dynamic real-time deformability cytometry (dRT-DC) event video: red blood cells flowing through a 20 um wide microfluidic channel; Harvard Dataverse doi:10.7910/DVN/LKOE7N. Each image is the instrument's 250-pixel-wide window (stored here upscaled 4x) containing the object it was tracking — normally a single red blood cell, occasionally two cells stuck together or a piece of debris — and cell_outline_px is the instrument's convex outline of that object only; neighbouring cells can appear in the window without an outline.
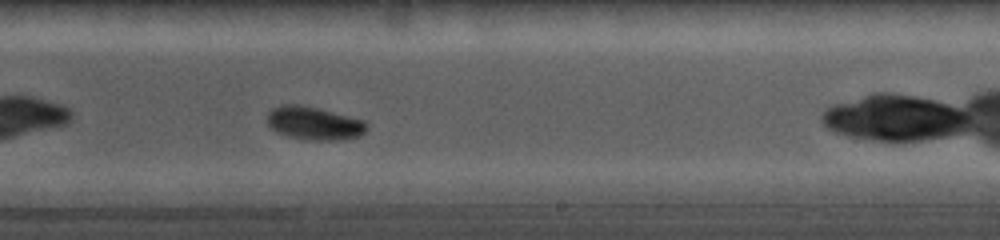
{"species": "common noctule bat (a hibernating species)", "species_latin": "Nyctalus noctula", "temperature_condition": "cold", "stored_images_in_passage": 46, "camera_frame_rate_fps": 5000, "um_per_image_px": 0.085, "animal": {"sex": "female", "body_mass_g": 19.0, "forearm_length_mm": 56.7}, "frame": {"image": 1, "passage_image": 19, "time_ms": 6.0, "image_size_px": [1000, 240], "cell_outline_px": [[368, 128], [360, 136], [340, 140], [308, 140], [288, 136], [276, 132], [268, 124], [268, 112], [272, 108], [284, 104], [300, 104], [364, 120], [368, 124]], "centroid_in_image_um": [26.7, 10.48], "position_along_channel_um": 262.3, "area_um2": 19.19}}